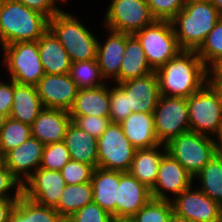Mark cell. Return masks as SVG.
<instances>
[{
  "label": "cell",
  "mask_w": 222,
  "mask_h": 222,
  "mask_svg": "<svg viewBox=\"0 0 222 222\" xmlns=\"http://www.w3.org/2000/svg\"><path fill=\"white\" fill-rule=\"evenodd\" d=\"M160 95L188 98L208 80V68L196 51L182 50L155 70Z\"/></svg>",
  "instance_id": "obj_1"
},
{
  "label": "cell",
  "mask_w": 222,
  "mask_h": 222,
  "mask_svg": "<svg viewBox=\"0 0 222 222\" xmlns=\"http://www.w3.org/2000/svg\"><path fill=\"white\" fill-rule=\"evenodd\" d=\"M49 29V19L15 0L0 5V48L20 41H38Z\"/></svg>",
  "instance_id": "obj_2"
},
{
  "label": "cell",
  "mask_w": 222,
  "mask_h": 222,
  "mask_svg": "<svg viewBox=\"0 0 222 222\" xmlns=\"http://www.w3.org/2000/svg\"><path fill=\"white\" fill-rule=\"evenodd\" d=\"M221 17L210 1L186 2L171 20L180 48L196 51Z\"/></svg>",
  "instance_id": "obj_3"
},
{
  "label": "cell",
  "mask_w": 222,
  "mask_h": 222,
  "mask_svg": "<svg viewBox=\"0 0 222 222\" xmlns=\"http://www.w3.org/2000/svg\"><path fill=\"white\" fill-rule=\"evenodd\" d=\"M49 30L64 46L72 63L96 59L99 37L80 16L62 9L49 19Z\"/></svg>",
  "instance_id": "obj_4"
},
{
  "label": "cell",
  "mask_w": 222,
  "mask_h": 222,
  "mask_svg": "<svg viewBox=\"0 0 222 222\" xmlns=\"http://www.w3.org/2000/svg\"><path fill=\"white\" fill-rule=\"evenodd\" d=\"M2 67L8 78L21 85L36 86L45 75L39 56L38 41H20L3 46Z\"/></svg>",
  "instance_id": "obj_5"
},
{
  "label": "cell",
  "mask_w": 222,
  "mask_h": 222,
  "mask_svg": "<svg viewBox=\"0 0 222 222\" xmlns=\"http://www.w3.org/2000/svg\"><path fill=\"white\" fill-rule=\"evenodd\" d=\"M133 35L141 43L147 62L154 71L182 51L170 20H156Z\"/></svg>",
  "instance_id": "obj_6"
},
{
  "label": "cell",
  "mask_w": 222,
  "mask_h": 222,
  "mask_svg": "<svg viewBox=\"0 0 222 222\" xmlns=\"http://www.w3.org/2000/svg\"><path fill=\"white\" fill-rule=\"evenodd\" d=\"M165 145L166 152L180 162L193 177L217 153L214 138L192 131L176 136Z\"/></svg>",
  "instance_id": "obj_7"
},
{
  "label": "cell",
  "mask_w": 222,
  "mask_h": 222,
  "mask_svg": "<svg viewBox=\"0 0 222 222\" xmlns=\"http://www.w3.org/2000/svg\"><path fill=\"white\" fill-rule=\"evenodd\" d=\"M190 131L214 138L222 124V106L215 90L206 83L187 98Z\"/></svg>",
  "instance_id": "obj_8"
},
{
  "label": "cell",
  "mask_w": 222,
  "mask_h": 222,
  "mask_svg": "<svg viewBox=\"0 0 222 222\" xmlns=\"http://www.w3.org/2000/svg\"><path fill=\"white\" fill-rule=\"evenodd\" d=\"M108 5L103 15V28L134 34L156 21L147 0H110Z\"/></svg>",
  "instance_id": "obj_9"
},
{
  "label": "cell",
  "mask_w": 222,
  "mask_h": 222,
  "mask_svg": "<svg viewBox=\"0 0 222 222\" xmlns=\"http://www.w3.org/2000/svg\"><path fill=\"white\" fill-rule=\"evenodd\" d=\"M98 167L107 170L128 172L136 148L124 135L120 123H110L97 139Z\"/></svg>",
  "instance_id": "obj_10"
},
{
  "label": "cell",
  "mask_w": 222,
  "mask_h": 222,
  "mask_svg": "<svg viewBox=\"0 0 222 222\" xmlns=\"http://www.w3.org/2000/svg\"><path fill=\"white\" fill-rule=\"evenodd\" d=\"M153 119L160 144H167L176 136L189 132L187 98L160 95Z\"/></svg>",
  "instance_id": "obj_11"
},
{
  "label": "cell",
  "mask_w": 222,
  "mask_h": 222,
  "mask_svg": "<svg viewBox=\"0 0 222 222\" xmlns=\"http://www.w3.org/2000/svg\"><path fill=\"white\" fill-rule=\"evenodd\" d=\"M170 201L173 213L190 222H222V207L195 183Z\"/></svg>",
  "instance_id": "obj_12"
},
{
  "label": "cell",
  "mask_w": 222,
  "mask_h": 222,
  "mask_svg": "<svg viewBox=\"0 0 222 222\" xmlns=\"http://www.w3.org/2000/svg\"><path fill=\"white\" fill-rule=\"evenodd\" d=\"M193 180V176L182 164L165 152L158 167L157 180L150 189L151 196L154 199L171 200L190 187L194 183Z\"/></svg>",
  "instance_id": "obj_13"
},
{
  "label": "cell",
  "mask_w": 222,
  "mask_h": 222,
  "mask_svg": "<svg viewBox=\"0 0 222 222\" xmlns=\"http://www.w3.org/2000/svg\"><path fill=\"white\" fill-rule=\"evenodd\" d=\"M65 186L60 171L39 167L22 184V195L40 205L55 208Z\"/></svg>",
  "instance_id": "obj_14"
},
{
  "label": "cell",
  "mask_w": 222,
  "mask_h": 222,
  "mask_svg": "<svg viewBox=\"0 0 222 222\" xmlns=\"http://www.w3.org/2000/svg\"><path fill=\"white\" fill-rule=\"evenodd\" d=\"M44 108L69 111L79 88L69 73L45 74L36 85Z\"/></svg>",
  "instance_id": "obj_15"
},
{
  "label": "cell",
  "mask_w": 222,
  "mask_h": 222,
  "mask_svg": "<svg viewBox=\"0 0 222 222\" xmlns=\"http://www.w3.org/2000/svg\"><path fill=\"white\" fill-rule=\"evenodd\" d=\"M44 147L45 144L30 136L3 156L4 165L23 184L40 167Z\"/></svg>",
  "instance_id": "obj_16"
},
{
  "label": "cell",
  "mask_w": 222,
  "mask_h": 222,
  "mask_svg": "<svg viewBox=\"0 0 222 222\" xmlns=\"http://www.w3.org/2000/svg\"><path fill=\"white\" fill-rule=\"evenodd\" d=\"M116 193V219H130L152 198L146 185L129 172L122 171H119Z\"/></svg>",
  "instance_id": "obj_17"
},
{
  "label": "cell",
  "mask_w": 222,
  "mask_h": 222,
  "mask_svg": "<svg viewBox=\"0 0 222 222\" xmlns=\"http://www.w3.org/2000/svg\"><path fill=\"white\" fill-rule=\"evenodd\" d=\"M106 29V30H105ZM108 34L102 43L98 39L96 59L107 82L120 83V68L126 48V33L104 28ZM107 37V38H106Z\"/></svg>",
  "instance_id": "obj_18"
},
{
  "label": "cell",
  "mask_w": 222,
  "mask_h": 222,
  "mask_svg": "<svg viewBox=\"0 0 222 222\" xmlns=\"http://www.w3.org/2000/svg\"><path fill=\"white\" fill-rule=\"evenodd\" d=\"M117 84L128 97L132 113H153L160 98L156 72Z\"/></svg>",
  "instance_id": "obj_19"
},
{
  "label": "cell",
  "mask_w": 222,
  "mask_h": 222,
  "mask_svg": "<svg viewBox=\"0 0 222 222\" xmlns=\"http://www.w3.org/2000/svg\"><path fill=\"white\" fill-rule=\"evenodd\" d=\"M70 123L68 111L44 108L31 125V136L43 144L62 142Z\"/></svg>",
  "instance_id": "obj_20"
},
{
  "label": "cell",
  "mask_w": 222,
  "mask_h": 222,
  "mask_svg": "<svg viewBox=\"0 0 222 222\" xmlns=\"http://www.w3.org/2000/svg\"><path fill=\"white\" fill-rule=\"evenodd\" d=\"M105 85L79 89L78 94L70 108L69 116L109 117L110 112V86Z\"/></svg>",
  "instance_id": "obj_21"
},
{
  "label": "cell",
  "mask_w": 222,
  "mask_h": 222,
  "mask_svg": "<svg viewBox=\"0 0 222 222\" xmlns=\"http://www.w3.org/2000/svg\"><path fill=\"white\" fill-rule=\"evenodd\" d=\"M120 124L124 135L136 149L151 148L160 144L156 137L153 113H131Z\"/></svg>",
  "instance_id": "obj_22"
},
{
  "label": "cell",
  "mask_w": 222,
  "mask_h": 222,
  "mask_svg": "<svg viewBox=\"0 0 222 222\" xmlns=\"http://www.w3.org/2000/svg\"><path fill=\"white\" fill-rule=\"evenodd\" d=\"M91 183L93 202L116 219V191L119 185V171L97 167L93 170Z\"/></svg>",
  "instance_id": "obj_23"
},
{
  "label": "cell",
  "mask_w": 222,
  "mask_h": 222,
  "mask_svg": "<svg viewBox=\"0 0 222 222\" xmlns=\"http://www.w3.org/2000/svg\"><path fill=\"white\" fill-rule=\"evenodd\" d=\"M63 142L69 150L71 160L89 164L94 169L98 167L97 139L95 137L71 122Z\"/></svg>",
  "instance_id": "obj_24"
},
{
  "label": "cell",
  "mask_w": 222,
  "mask_h": 222,
  "mask_svg": "<svg viewBox=\"0 0 222 222\" xmlns=\"http://www.w3.org/2000/svg\"><path fill=\"white\" fill-rule=\"evenodd\" d=\"M38 49L45 74H66L70 72L72 62L69 55L49 29L38 40Z\"/></svg>",
  "instance_id": "obj_25"
},
{
  "label": "cell",
  "mask_w": 222,
  "mask_h": 222,
  "mask_svg": "<svg viewBox=\"0 0 222 222\" xmlns=\"http://www.w3.org/2000/svg\"><path fill=\"white\" fill-rule=\"evenodd\" d=\"M43 109L36 86L21 85L14 81L13 103L9 117L31 126Z\"/></svg>",
  "instance_id": "obj_26"
},
{
  "label": "cell",
  "mask_w": 222,
  "mask_h": 222,
  "mask_svg": "<svg viewBox=\"0 0 222 222\" xmlns=\"http://www.w3.org/2000/svg\"><path fill=\"white\" fill-rule=\"evenodd\" d=\"M165 152V144L137 149L128 172L151 189L157 180L158 167Z\"/></svg>",
  "instance_id": "obj_27"
},
{
  "label": "cell",
  "mask_w": 222,
  "mask_h": 222,
  "mask_svg": "<svg viewBox=\"0 0 222 222\" xmlns=\"http://www.w3.org/2000/svg\"><path fill=\"white\" fill-rule=\"evenodd\" d=\"M153 71L147 62L139 40L133 34L126 33V48L120 68V83L146 76Z\"/></svg>",
  "instance_id": "obj_28"
},
{
  "label": "cell",
  "mask_w": 222,
  "mask_h": 222,
  "mask_svg": "<svg viewBox=\"0 0 222 222\" xmlns=\"http://www.w3.org/2000/svg\"><path fill=\"white\" fill-rule=\"evenodd\" d=\"M93 202L92 183L66 185L59 198L58 205L54 208L65 220L85 205Z\"/></svg>",
  "instance_id": "obj_29"
},
{
  "label": "cell",
  "mask_w": 222,
  "mask_h": 222,
  "mask_svg": "<svg viewBox=\"0 0 222 222\" xmlns=\"http://www.w3.org/2000/svg\"><path fill=\"white\" fill-rule=\"evenodd\" d=\"M193 179L203 193L222 207V154L217 152Z\"/></svg>",
  "instance_id": "obj_30"
},
{
  "label": "cell",
  "mask_w": 222,
  "mask_h": 222,
  "mask_svg": "<svg viewBox=\"0 0 222 222\" xmlns=\"http://www.w3.org/2000/svg\"><path fill=\"white\" fill-rule=\"evenodd\" d=\"M69 74L79 89L98 87L108 83L102 76L97 59L71 63Z\"/></svg>",
  "instance_id": "obj_31"
},
{
  "label": "cell",
  "mask_w": 222,
  "mask_h": 222,
  "mask_svg": "<svg viewBox=\"0 0 222 222\" xmlns=\"http://www.w3.org/2000/svg\"><path fill=\"white\" fill-rule=\"evenodd\" d=\"M30 136V125L8 116L0 128V152L4 156L11 149L24 143Z\"/></svg>",
  "instance_id": "obj_32"
},
{
  "label": "cell",
  "mask_w": 222,
  "mask_h": 222,
  "mask_svg": "<svg viewBox=\"0 0 222 222\" xmlns=\"http://www.w3.org/2000/svg\"><path fill=\"white\" fill-rule=\"evenodd\" d=\"M173 213L170 200L151 198L134 216L132 222H167Z\"/></svg>",
  "instance_id": "obj_33"
},
{
  "label": "cell",
  "mask_w": 222,
  "mask_h": 222,
  "mask_svg": "<svg viewBox=\"0 0 222 222\" xmlns=\"http://www.w3.org/2000/svg\"><path fill=\"white\" fill-rule=\"evenodd\" d=\"M196 53L207 68L222 57V17L205 37V40L196 50Z\"/></svg>",
  "instance_id": "obj_34"
},
{
  "label": "cell",
  "mask_w": 222,
  "mask_h": 222,
  "mask_svg": "<svg viewBox=\"0 0 222 222\" xmlns=\"http://www.w3.org/2000/svg\"><path fill=\"white\" fill-rule=\"evenodd\" d=\"M70 159L69 150L63 141L45 144L40 168L60 171Z\"/></svg>",
  "instance_id": "obj_35"
},
{
  "label": "cell",
  "mask_w": 222,
  "mask_h": 222,
  "mask_svg": "<svg viewBox=\"0 0 222 222\" xmlns=\"http://www.w3.org/2000/svg\"><path fill=\"white\" fill-rule=\"evenodd\" d=\"M132 113L129 109L127 94L117 85L110 83V112L109 119L112 123H120Z\"/></svg>",
  "instance_id": "obj_36"
},
{
  "label": "cell",
  "mask_w": 222,
  "mask_h": 222,
  "mask_svg": "<svg viewBox=\"0 0 222 222\" xmlns=\"http://www.w3.org/2000/svg\"><path fill=\"white\" fill-rule=\"evenodd\" d=\"M94 168L86 163L71 160L60 170L66 185L90 182Z\"/></svg>",
  "instance_id": "obj_37"
},
{
  "label": "cell",
  "mask_w": 222,
  "mask_h": 222,
  "mask_svg": "<svg viewBox=\"0 0 222 222\" xmlns=\"http://www.w3.org/2000/svg\"><path fill=\"white\" fill-rule=\"evenodd\" d=\"M156 20H172L183 9L186 0H147Z\"/></svg>",
  "instance_id": "obj_38"
},
{
  "label": "cell",
  "mask_w": 222,
  "mask_h": 222,
  "mask_svg": "<svg viewBox=\"0 0 222 222\" xmlns=\"http://www.w3.org/2000/svg\"><path fill=\"white\" fill-rule=\"evenodd\" d=\"M113 219L110 213L91 202L74 213L66 222H112Z\"/></svg>",
  "instance_id": "obj_39"
},
{
  "label": "cell",
  "mask_w": 222,
  "mask_h": 222,
  "mask_svg": "<svg viewBox=\"0 0 222 222\" xmlns=\"http://www.w3.org/2000/svg\"><path fill=\"white\" fill-rule=\"evenodd\" d=\"M71 122L96 139L103 134L107 126L111 123L109 117H99L96 115L71 117Z\"/></svg>",
  "instance_id": "obj_40"
},
{
  "label": "cell",
  "mask_w": 222,
  "mask_h": 222,
  "mask_svg": "<svg viewBox=\"0 0 222 222\" xmlns=\"http://www.w3.org/2000/svg\"><path fill=\"white\" fill-rule=\"evenodd\" d=\"M22 195V184L3 164L0 166V199H19Z\"/></svg>",
  "instance_id": "obj_41"
},
{
  "label": "cell",
  "mask_w": 222,
  "mask_h": 222,
  "mask_svg": "<svg viewBox=\"0 0 222 222\" xmlns=\"http://www.w3.org/2000/svg\"><path fill=\"white\" fill-rule=\"evenodd\" d=\"M19 3L25 5L31 10L37 11L45 15L48 19L52 18L55 14L60 12L63 7H60L61 4L65 6L64 0H15ZM60 4V5H59Z\"/></svg>",
  "instance_id": "obj_42"
},
{
  "label": "cell",
  "mask_w": 222,
  "mask_h": 222,
  "mask_svg": "<svg viewBox=\"0 0 222 222\" xmlns=\"http://www.w3.org/2000/svg\"><path fill=\"white\" fill-rule=\"evenodd\" d=\"M31 222H66L54 209L31 200Z\"/></svg>",
  "instance_id": "obj_43"
},
{
  "label": "cell",
  "mask_w": 222,
  "mask_h": 222,
  "mask_svg": "<svg viewBox=\"0 0 222 222\" xmlns=\"http://www.w3.org/2000/svg\"><path fill=\"white\" fill-rule=\"evenodd\" d=\"M0 80V112L4 113L7 117L12 110L13 95H14V81L10 78Z\"/></svg>",
  "instance_id": "obj_44"
},
{
  "label": "cell",
  "mask_w": 222,
  "mask_h": 222,
  "mask_svg": "<svg viewBox=\"0 0 222 222\" xmlns=\"http://www.w3.org/2000/svg\"><path fill=\"white\" fill-rule=\"evenodd\" d=\"M9 222H31V200L21 195L11 212Z\"/></svg>",
  "instance_id": "obj_45"
},
{
  "label": "cell",
  "mask_w": 222,
  "mask_h": 222,
  "mask_svg": "<svg viewBox=\"0 0 222 222\" xmlns=\"http://www.w3.org/2000/svg\"><path fill=\"white\" fill-rule=\"evenodd\" d=\"M18 199H0V222H9L12 210Z\"/></svg>",
  "instance_id": "obj_46"
},
{
  "label": "cell",
  "mask_w": 222,
  "mask_h": 222,
  "mask_svg": "<svg viewBox=\"0 0 222 222\" xmlns=\"http://www.w3.org/2000/svg\"><path fill=\"white\" fill-rule=\"evenodd\" d=\"M207 82H222V57L208 68Z\"/></svg>",
  "instance_id": "obj_47"
},
{
  "label": "cell",
  "mask_w": 222,
  "mask_h": 222,
  "mask_svg": "<svg viewBox=\"0 0 222 222\" xmlns=\"http://www.w3.org/2000/svg\"><path fill=\"white\" fill-rule=\"evenodd\" d=\"M217 93L219 103L222 106V82H207Z\"/></svg>",
  "instance_id": "obj_48"
},
{
  "label": "cell",
  "mask_w": 222,
  "mask_h": 222,
  "mask_svg": "<svg viewBox=\"0 0 222 222\" xmlns=\"http://www.w3.org/2000/svg\"><path fill=\"white\" fill-rule=\"evenodd\" d=\"M214 141H215V144H216V147H217V152L222 154V124H221V127L219 129V132L214 137Z\"/></svg>",
  "instance_id": "obj_49"
},
{
  "label": "cell",
  "mask_w": 222,
  "mask_h": 222,
  "mask_svg": "<svg viewBox=\"0 0 222 222\" xmlns=\"http://www.w3.org/2000/svg\"><path fill=\"white\" fill-rule=\"evenodd\" d=\"M167 222H190V221L172 213Z\"/></svg>",
  "instance_id": "obj_50"
},
{
  "label": "cell",
  "mask_w": 222,
  "mask_h": 222,
  "mask_svg": "<svg viewBox=\"0 0 222 222\" xmlns=\"http://www.w3.org/2000/svg\"><path fill=\"white\" fill-rule=\"evenodd\" d=\"M216 10L222 15V0H210Z\"/></svg>",
  "instance_id": "obj_51"
},
{
  "label": "cell",
  "mask_w": 222,
  "mask_h": 222,
  "mask_svg": "<svg viewBox=\"0 0 222 222\" xmlns=\"http://www.w3.org/2000/svg\"><path fill=\"white\" fill-rule=\"evenodd\" d=\"M6 119H7V116L4 113L0 112V128L2 127Z\"/></svg>",
  "instance_id": "obj_52"
},
{
  "label": "cell",
  "mask_w": 222,
  "mask_h": 222,
  "mask_svg": "<svg viewBox=\"0 0 222 222\" xmlns=\"http://www.w3.org/2000/svg\"><path fill=\"white\" fill-rule=\"evenodd\" d=\"M112 222H132L130 219H113Z\"/></svg>",
  "instance_id": "obj_53"
},
{
  "label": "cell",
  "mask_w": 222,
  "mask_h": 222,
  "mask_svg": "<svg viewBox=\"0 0 222 222\" xmlns=\"http://www.w3.org/2000/svg\"><path fill=\"white\" fill-rule=\"evenodd\" d=\"M3 164H4L3 155L0 152V166H2Z\"/></svg>",
  "instance_id": "obj_54"
},
{
  "label": "cell",
  "mask_w": 222,
  "mask_h": 222,
  "mask_svg": "<svg viewBox=\"0 0 222 222\" xmlns=\"http://www.w3.org/2000/svg\"><path fill=\"white\" fill-rule=\"evenodd\" d=\"M198 1H210V0H186V2H198Z\"/></svg>",
  "instance_id": "obj_55"
}]
</instances>
